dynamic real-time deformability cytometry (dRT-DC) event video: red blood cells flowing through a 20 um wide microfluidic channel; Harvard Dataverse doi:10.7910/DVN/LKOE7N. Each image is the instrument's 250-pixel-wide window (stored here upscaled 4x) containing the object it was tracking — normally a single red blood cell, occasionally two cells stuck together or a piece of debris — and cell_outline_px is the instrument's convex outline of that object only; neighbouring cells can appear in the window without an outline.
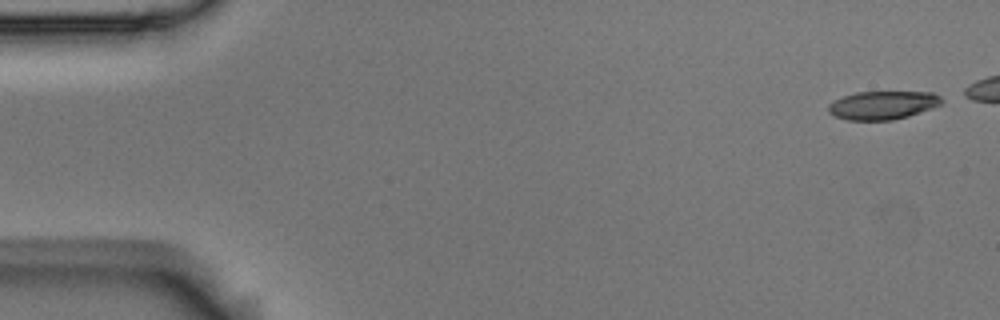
{"species": "Egyptian fruit bat (a non-hibernating species)", "species_latin": "Rousettus aegyptiacus", "temperature_condition": "room temperature", "stored_images_in_passage": 6, "camera_frame_rate_fps": 3000, "um_per_image_px": 0.085, "animal": {"sex": "male"}, "frame": {"image": 1, "passage_image": 1, "time_ms": 0.0, "image_size_px": [1000, 320], "cell_outline_px": [[944, 100], [940, 104], [932, 108], [908, 116], [892, 120], [848, 120], [836, 116], [828, 112], [828, 104], [844, 96], [856, 92], [932, 92], [940, 96]], "centroid_in_image_um": [75.04, 8.94], "position_along_channel_um": 10.0, "area_um2": 18.61}}
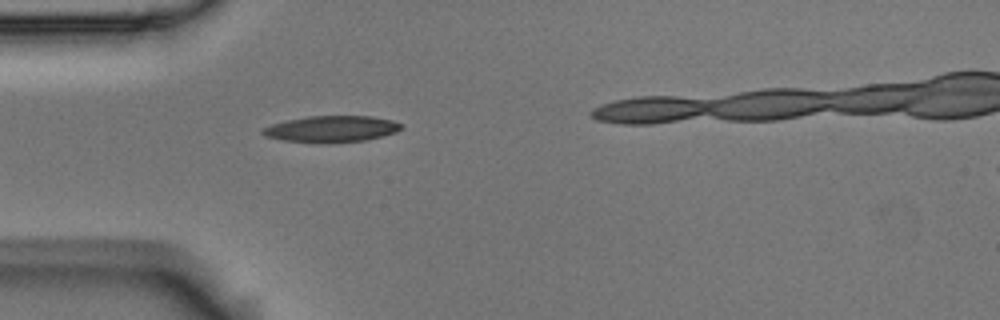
{"frame": {"image": 2, "passage_image": 5, "time_ms": 1.333, "image_size_px": [1000, 320], "cell_outline_px": [[404, 128], [396, 132], [364, 140], [324, 144], [284, 140], [264, 136], [260, 132], [260, 128], [272, 124], [288, 120], [308, 116], [372, 116], [392, 120], [404, 124]], "centroid_in_image_um": [28.17, 10.96], "position_along_channel_um": 56.8, "area_um2": 21.5}}